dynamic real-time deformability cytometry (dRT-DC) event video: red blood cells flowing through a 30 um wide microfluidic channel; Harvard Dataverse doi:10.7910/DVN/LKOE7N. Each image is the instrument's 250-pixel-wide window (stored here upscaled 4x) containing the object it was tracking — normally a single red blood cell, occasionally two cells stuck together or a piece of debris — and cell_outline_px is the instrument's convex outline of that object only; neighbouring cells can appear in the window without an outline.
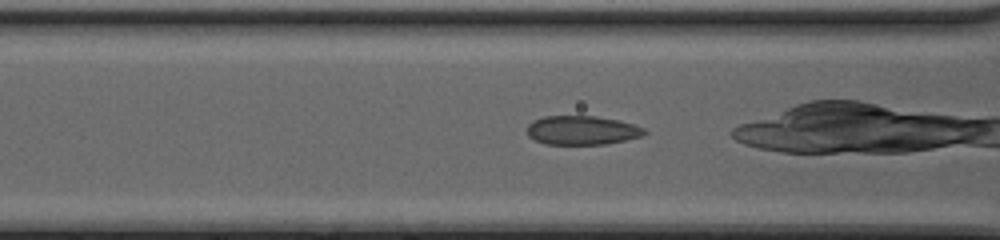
{"species": "common noctule bat (a hibernating species)", "species_latin": "Nyctalus noctula", "temperature_condition": "cold", "stored_images_in_passage": 25, "camera_frame_rate_fps": 3000, "um_per_image_px": 0.085, "animal": {"sex": "female", "body_mass_g": 20.0, "forearm_length_mm": 54.0}, "frame": {"image": 1, "passage_image": 20, "time_ms": 6.333, "image_size_px": [1000, 240], "cell_outline_px": [[648, 132], [644, 136], [604, 144], [544, 144], [528, 136], [528, 124], [532, 120], [544, 116], [596, 116], [620, 120], [644, 128]], "centroid_in_image_um": [49.48, 11.07], "position_along_channel_um": 117.1, "area_um2": 19.88}}
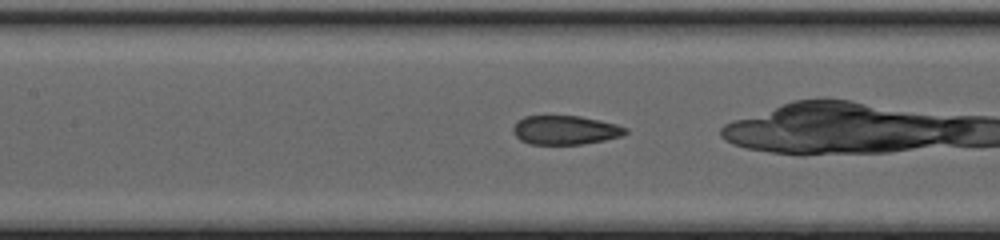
{"frame": {"image": 2, "passage_image": 23, "time_ms": 7.333, "image_size_px": [1000, 240], "cell_outline_px": [[628, 132], [620, 136], [604, 140], [580, 144], [528, 144], [520, 140], [512, 132], [512, 128], [516, 120], [524, 116], [580, 116], [600, 120], [616, 124], [628, 128]], "centroid_in_image_um": [48.01, 11.05], "position_along_channel_um": 159.4, "area_um2": 19.07}}